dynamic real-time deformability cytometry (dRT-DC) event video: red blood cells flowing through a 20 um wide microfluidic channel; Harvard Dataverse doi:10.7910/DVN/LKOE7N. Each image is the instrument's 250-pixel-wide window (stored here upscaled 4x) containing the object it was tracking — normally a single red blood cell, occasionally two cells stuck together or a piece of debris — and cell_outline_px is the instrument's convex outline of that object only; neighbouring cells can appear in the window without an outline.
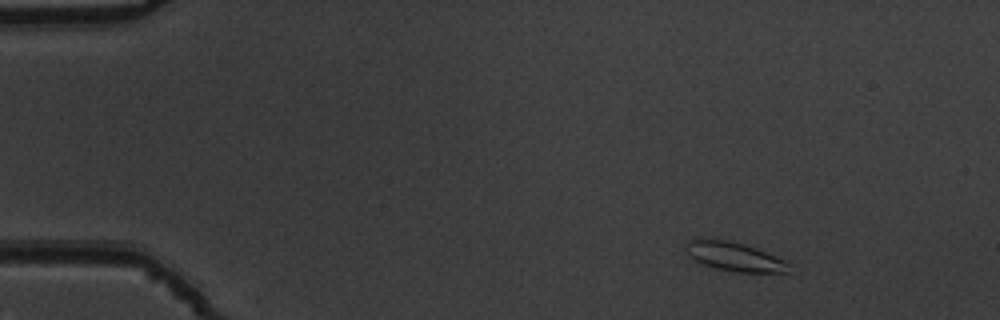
{"species": "common noctule bat (a hibernating species)", "species_latin": "Nyctalus noctula", "temperature_condition": "warm", "stored_images_in_passage": 49, "camera_frame_rate_fps": 3000, "um_per_image_px": 0.085, "animal": {"sex": "male", "body_mass_g": 19.5, "forearm_length_mm": 54.6}, "frame": {"image": 1, "passage_image": 1, "time_ms": 0.0, "image_size_px": [1000, 320], "cell_outline_px": [[788, 272], [736, 272], [716, 268], [704, 264], [688, 256], [688, 240], [696, 236], [712, 236], [744, 244], [756, 248], [784, 260], [788, 264]], "centroid_in_image_um": [62.34, 21.75], "position_along_channel_um": 22.7, "area_um2": 17.51}}
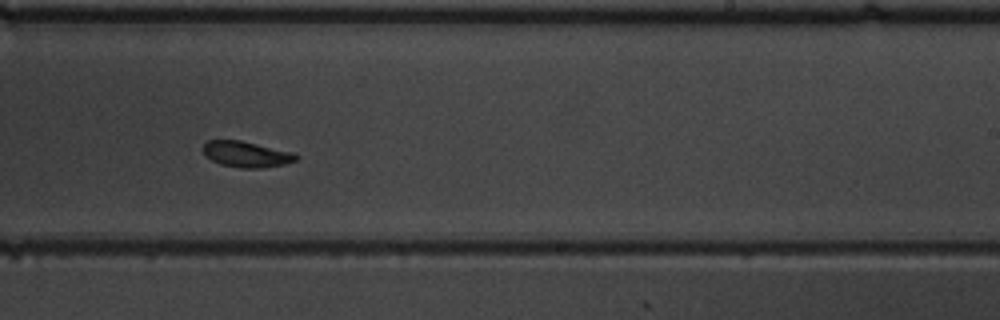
{"frame": {"image": 2, "passage_image": 28, "time_ms": 9.0, "image_size_px": [1000, 320], "cell_outline_px": [[300, 156], [296, 160], [284, 164], [264, 168], [240, 168], [220, 164], [212, 160], [204, 152], [204, 144], [208, 140], [240, 140], [296, 152]], "centroid_in_image_um": [21.01, 13.11], "position_along_channel_um": 268.0, "area_um2": 14.1}}
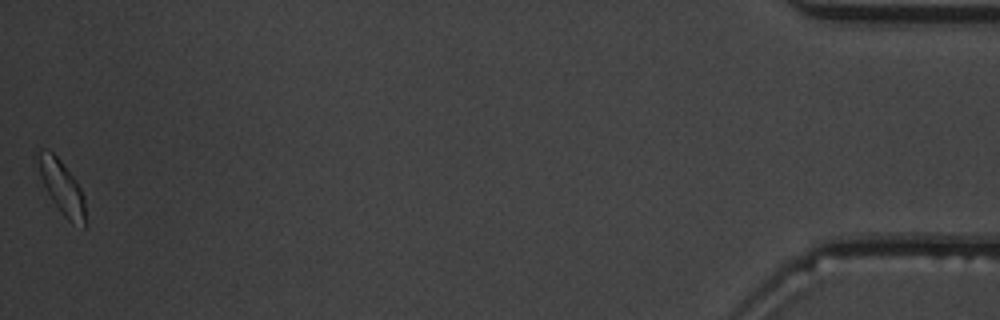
{"frame": {"image": 3, "passage_image": 48, "time_ms": 15.667, "image_size_px": [1000, 320], "cell_outline_px": [[84, 228], [72, 224], [64, 216], [52, 200], [40, 176], [36, 156], [36, 152], [40, 148], [44, 148], [52, 152], [60, 160], [76, 180], [84, 196]], "centroid_in_image_um": [5.23, 15.88], "position_along_channel_um": 430.0, "area_um2": 14.62}}